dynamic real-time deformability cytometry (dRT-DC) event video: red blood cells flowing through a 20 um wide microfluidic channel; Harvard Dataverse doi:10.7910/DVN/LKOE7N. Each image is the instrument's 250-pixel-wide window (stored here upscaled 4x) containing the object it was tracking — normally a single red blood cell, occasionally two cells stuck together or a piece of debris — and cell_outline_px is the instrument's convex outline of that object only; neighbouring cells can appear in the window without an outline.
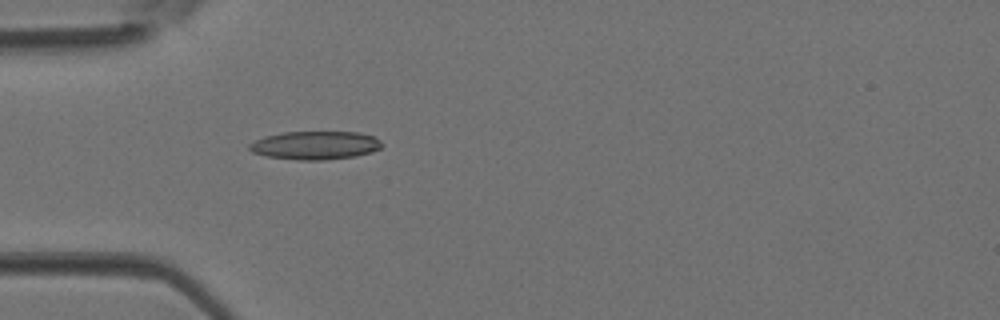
{"species": "Egyptian fruit bat (a non-hibernating species)", "species_latin": "Rousettus aegyptiacus", "temperature_condition": "room temperature", "stored_images_in_passage": 4, "camera_frame_rate_fps": 3000, "um_per_image_px": 0.085, "animal": {"sex": "female"}, "frame": {"image": 1, "passage_image": 4, "time_ms": 1.0, "image_size_px": [1000, 320], "cell_outline_px": [[384, 144], [380, 148], [372, 152], [356, 156], [324, 160], [300, 160], [268, 156], [252, 152], [248, 148], [248, 144], [264, 136], [284, 132], [360, 132], [372, 136], [380, 140]], "centroid_in_image_um": [26.81, 12.35], "position_along_channel_um": 58.2, "area_um2": 21.91}}